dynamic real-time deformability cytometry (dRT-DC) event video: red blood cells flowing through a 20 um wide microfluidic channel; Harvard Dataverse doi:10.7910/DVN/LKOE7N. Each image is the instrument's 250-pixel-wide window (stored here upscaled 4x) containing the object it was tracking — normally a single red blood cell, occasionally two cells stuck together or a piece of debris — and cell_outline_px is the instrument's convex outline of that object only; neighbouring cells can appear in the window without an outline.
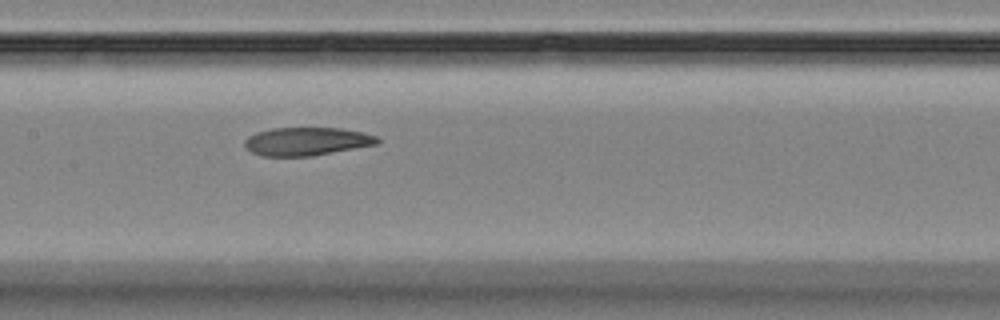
{"species": "Egyptian fruit bat (a non-hibernating species)", "species_latin": "Rousettus aegyptiacus", "temperature_condition": "room temperature", "stored_images_in_passage": 6, "camera_frame_rate_fps": 3000, "um_per_image_px": 0.085, "animal": {"sex": "female"}, "frame": {"image": 1, "passage_image": 6, "time_ms": 6.333, "image_size_px": [1000, 320], "cell_outline_px": [[380, 144], [312, 156], [264, 156], [252, 152], [244, 144], [244, 140], [248, 136], [256, 132], [272, 128], [340, 128], [380, 136]], "centroid_in_image_um": [26.11, 12.02], "position_along_channel_um": 181.3, "area_um2": 21.91}}